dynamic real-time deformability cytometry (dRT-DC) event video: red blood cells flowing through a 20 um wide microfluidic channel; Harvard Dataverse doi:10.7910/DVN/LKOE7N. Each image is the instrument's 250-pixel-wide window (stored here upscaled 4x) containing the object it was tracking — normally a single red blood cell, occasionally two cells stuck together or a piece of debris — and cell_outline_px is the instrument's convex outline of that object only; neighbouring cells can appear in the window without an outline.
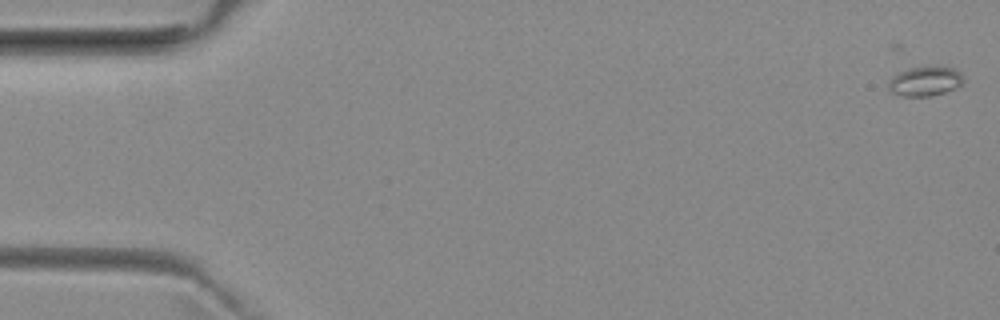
{"species": "common noctule bat (a hibernating species)", "species_latin": "Nyctalus noctula", "temperature_condition": "room temperature", "stored_images_in_passage": 19, "camera_frame_rate_fps": 3000, "um_per_image_px": 0.085, "animal": {"sex": "female", "body_mass_g": 29.2, "forearm_length_mm": 56.3}, "frame": {"image": 1, "passage_image": 1, "time_ms": 0.0, "image_size_px": [1000, 320], "cell_outline_px": [[964, 80], [956, 88], [944, 92], [928, 96], [900, 96], [892, 92], [888, 88], [888, 80], [896, 72], [908, 68], [936, 64], [940, 64], [956, 68], [964, 76]], "centroid_in_image_um": [78.64, 6.85], "position_along_channel_um": 6.4, "area_um2": 13.53}}
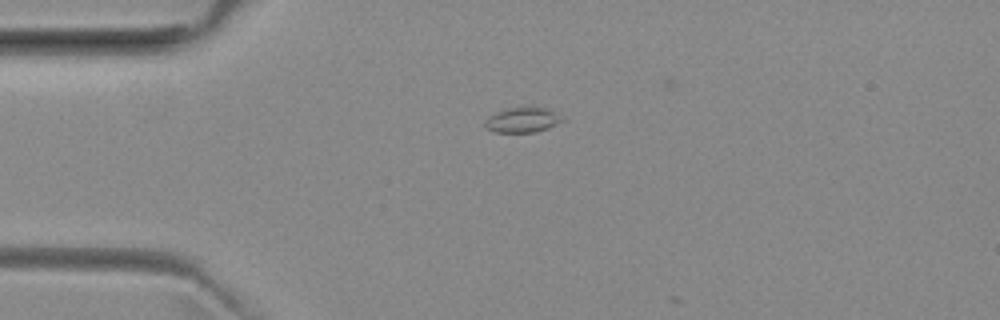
{"frame": {"image": 2, "passage_image": 13, "time_ms": 4.0, "image_size_px": [1000, 320], "cell_outline_px": [[568, 120], [548, 128], [536, 132], [492, 132], [484, 124], [488, 116], [496, 112], [508, 108], [544, 108]], "centroid_in_image_um": [44.42, 10.22], "position_along_channel_um": 40.6, "area_um2": 11.1}}